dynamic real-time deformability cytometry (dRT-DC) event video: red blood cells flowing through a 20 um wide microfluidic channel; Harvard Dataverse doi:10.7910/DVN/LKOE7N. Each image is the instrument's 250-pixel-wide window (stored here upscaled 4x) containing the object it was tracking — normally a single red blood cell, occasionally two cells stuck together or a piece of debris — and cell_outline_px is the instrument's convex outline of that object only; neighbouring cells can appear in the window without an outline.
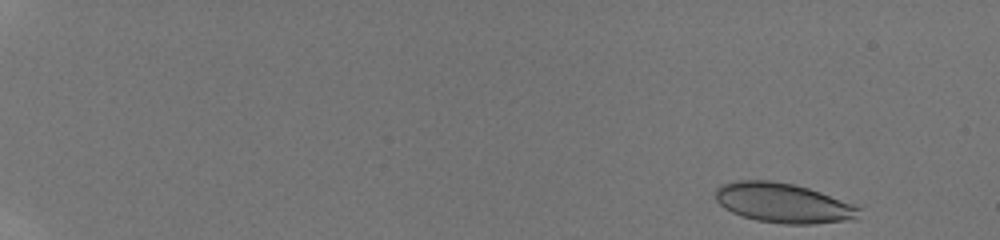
{"species": "human", "species_latin": "Homo sapiens", "temperature_condition": "room temperature", "stored_images_in_passage": 68, "camera_frame_rate_fps": 3000, "um_per_image_px": 0.085, "donor": {"sex": "male"}, "frame": {"image": 1, "passage_image": 2, "time_ms": 0.333, "image_size_px": [1000, 240], "cell_outline_px": [[860, 208], [856, 220], [812, 224], [784, 224], [756, 220], [740, 216], [724, 208], [716, 200], [716, 188], [720, 184], [736, 180], [772, 180], [792, 184], [808, 188], [820, 192]], "centroid_in_image_um": [66.52, 17.25], "position_along_channel_um": 18.5, "area_um2": 33.18}}
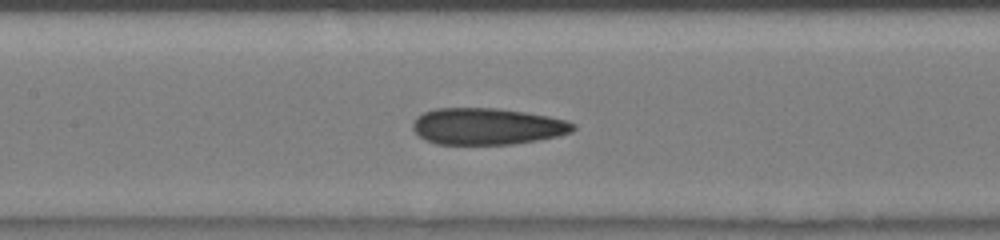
{"frame": {"image": 2, "passage_image": 35, "time_ms": 8.333, "image_size_px": [1000, 240], "cell_outline_px": [[576, 128], [572, 132], [556, 136], [536, 140], [512, 144], [436, 144], [424, 140], [412, 128], [412, 124], [416, 116], [424, 112], [436, 108], [496, 108], [524, 112], [548, 116], [568, 120], [576, 124]], "centroid_in_image_um": [41.4, 10.74], "position_along_channel_um": 166.0, "area_um2": 34.28}}
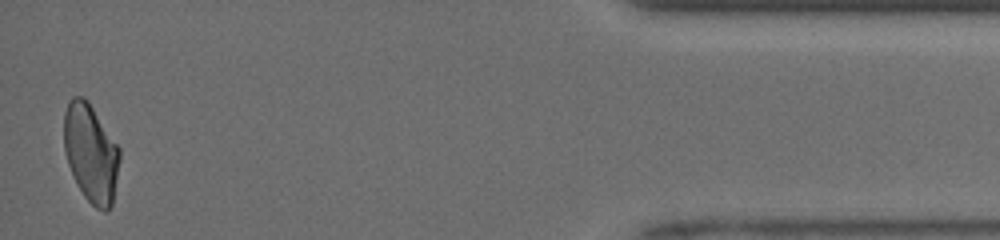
{"frame": {"image": 3, "passage_image": 68, "time_ms": 16.0, "image_size_px": [1000, 240], "cell_outline_px": [[120, 160], [112, 204], [108, 212], [104, 212], [96, 208], [84, 196], [76, 184], [68, 164], [64, 152], [64, 112], [68, 100], [72, 96], [84, 96], [88, 100], [120, 148]], "centroid_in_image_um": [7.71, 12.99], "position_along_channel_um": 427.5, "area_um2": 32.19}, "authors_computed_cell_mechanics": {"area_um2": 33.4373, "velocity_mm_per_s": 4.1789, "shape_relaxation_time_tau1_ms": null, "shape_relaxation_time_tau2_ms": 1.8398, "deformation_change_tau1": null, "deformation_change_tau2": 0.0847}}